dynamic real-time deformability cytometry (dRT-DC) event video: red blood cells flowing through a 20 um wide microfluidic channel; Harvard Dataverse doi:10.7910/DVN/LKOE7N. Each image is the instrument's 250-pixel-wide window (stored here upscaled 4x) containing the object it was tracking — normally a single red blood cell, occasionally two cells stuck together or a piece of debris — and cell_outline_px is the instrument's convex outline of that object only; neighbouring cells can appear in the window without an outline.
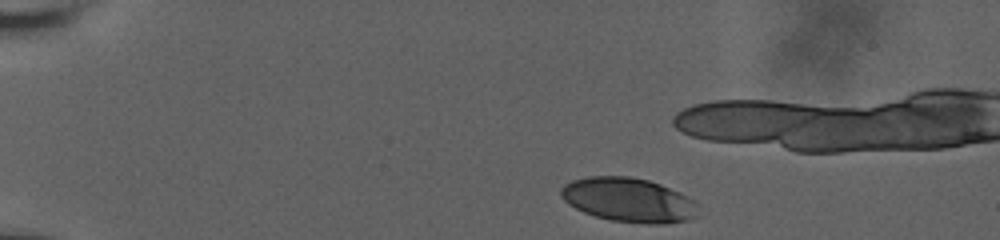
{"species": "human", "species_latin": "Homo sapiens", "temperature_condition": "room temperature", "stored_images_in_passage": 37, "camera_frame_rate_fps": 3000, "um_per_image_px": 0.085, "donor": {"sex": "male"}, "frame": {"image": 1, "passage_image": 1, "time_ms": 0.0, "image_size_px": [1000, 240], "cell_outline_px": [[700, 216], [688, 220], [664, 224], [648, 224], [608, 220], [584, 212], [568, 204], [560, 196], [560, 188], [564, 184], [572, 180], [588, 176], [628, 176], [648, 180], [660, 184], [680, 192], [692, 200], [696, 204]], "centroid_in_image_um": [53.43, 17.0], "position_along_channel_um": 31.6, "area_um2": 35.6}}
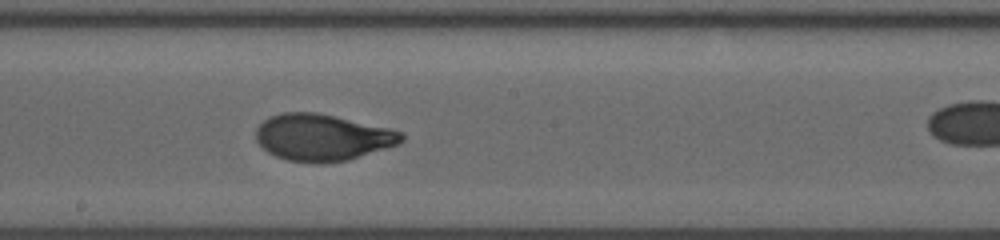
{"frame": {"image": 2, "passage_image": 23, "time_ms": 7.333, "image_size_px": [1000, 240], "cell_outline_px": [[404, 140], [400, 144], [348, 160], [324, 164], [320, 164], [288, 160], [276, 156], [268, 152], [256, 140], [256, 128], [268, 116], [284, 112], [316, 112], [336, 116], [392, 128], [404, 132]], "centroid_in_image_um": [27.44, 11.67], "position_along_channel_um": 220.8, "area_um2": 40.0}}
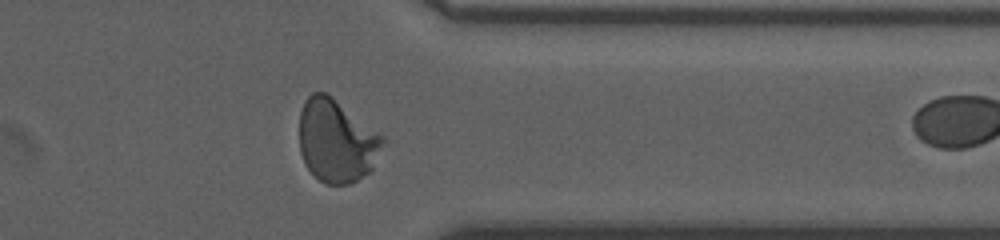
{"frame": {"image": 3, "passage_image": 36, "time_ms": 11.667, "image_size_px": [1000, 240], "cell_outline_px": [[388, 140], [372, 172], [348, 184], [324, 184], [304, 164], [300, 152], [300, 112], [304, 100], [312, 92], [324, 92], [332, 96], [380, 132]], "centroid_in_image_um": [28.66, 11.97], "position_along_channel_um": 382.7, "area_um2": 41.1}}